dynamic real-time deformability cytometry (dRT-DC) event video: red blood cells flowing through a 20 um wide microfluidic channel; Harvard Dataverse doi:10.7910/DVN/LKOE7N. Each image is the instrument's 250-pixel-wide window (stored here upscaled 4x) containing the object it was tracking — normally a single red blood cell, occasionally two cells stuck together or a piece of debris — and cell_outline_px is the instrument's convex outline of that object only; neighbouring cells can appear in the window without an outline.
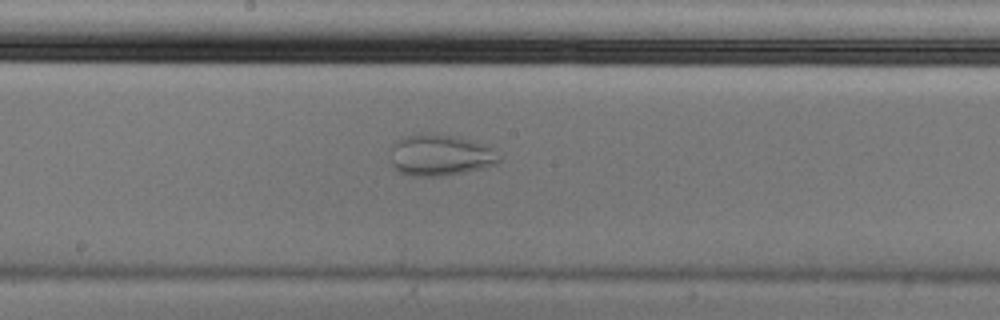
{"species": "Egyptian fruit bat (a non-hibernating species)", "species_latin": "Rousettus aegyptiacus", "temperature_condition": "cold", "stored_images_in_passage": 33, "camera_frame_rate_fps": 3000, "um_per_image_px": 0.085, "animal": {"sex": "male"}, "frame": {"image": 1, "passage_image": 15, "time_ms": 4.667, "image_size_px": [1000, 320], "cell_outline_px": [[504, 156], [496, 164], [484, 168], [464, 172], [436, 176], [412, 176], [400, 172], [392, 164], [392, 144], [396, 140], [404, 136], [420, 132], [460, 136], [492, 148]], "centroid_in_image_um": [37.45, 13.16], "position_along_channel_um": 210.8, "area_um2": 26.41}}